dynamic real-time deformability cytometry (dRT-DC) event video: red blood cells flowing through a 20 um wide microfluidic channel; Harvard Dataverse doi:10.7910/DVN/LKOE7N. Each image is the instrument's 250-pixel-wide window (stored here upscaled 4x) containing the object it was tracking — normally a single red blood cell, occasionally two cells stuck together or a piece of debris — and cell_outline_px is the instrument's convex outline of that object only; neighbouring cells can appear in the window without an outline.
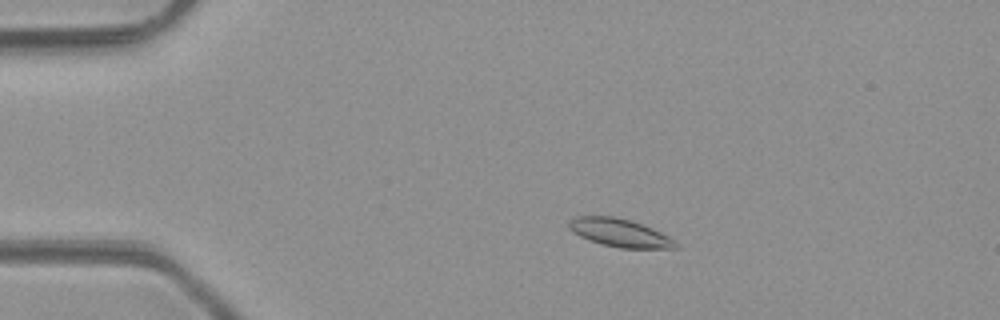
{"species": "common noctule bat (a hibernating species)", "species_latin": "Nyctalus noctula", "temperature_condition": "room temperature", "stored_images_in_passage": 5, "camera_frame_rate_fps": 3000, "um_per_image_px": 0.085, "animal": {"sex": "male", "body_mass_g": 23.1, "forearm_length_mm": 52.7}, "frame": {"image": 1, "passage_image": 3, "time_ms": 2.333, "image_size_px": [1000, 320], "cell_outline_px": [[680, 248], [620, 248], [600, 244], [588, 240], [572, 232], [568, 228], [568, 220], [576, 216], [612, 216], [632, 220], [652, 228], [668, 236], [680, 244]], "centroid_in_image_um": [52.66, 19.79], "position_along_channel_um": 32.3, "area_um2": 17.69}}
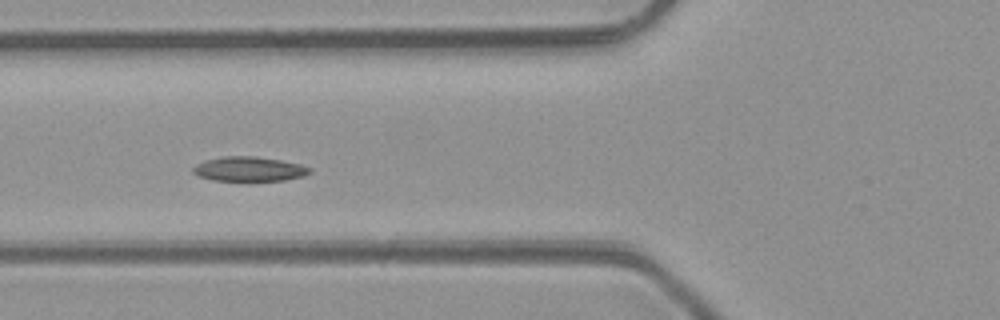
{"frame": {"image": 2, "passage_image": 5, "time_ms": 5.333, "image_size_px": [1000, 320], "cell_outline_px": [[312, 172], [304, 176], [284, 180], [212, 180], [200, 176], [192, 172], [192, 168], [196, 164], [204, 160], [224, 156], [256, 156], [280, 160], [300, 164], [312, 168]], "centroid_in_image_um": [21.19, 14.35], "position_along_channel_um": 104.6, "area_um2": 16.65}}